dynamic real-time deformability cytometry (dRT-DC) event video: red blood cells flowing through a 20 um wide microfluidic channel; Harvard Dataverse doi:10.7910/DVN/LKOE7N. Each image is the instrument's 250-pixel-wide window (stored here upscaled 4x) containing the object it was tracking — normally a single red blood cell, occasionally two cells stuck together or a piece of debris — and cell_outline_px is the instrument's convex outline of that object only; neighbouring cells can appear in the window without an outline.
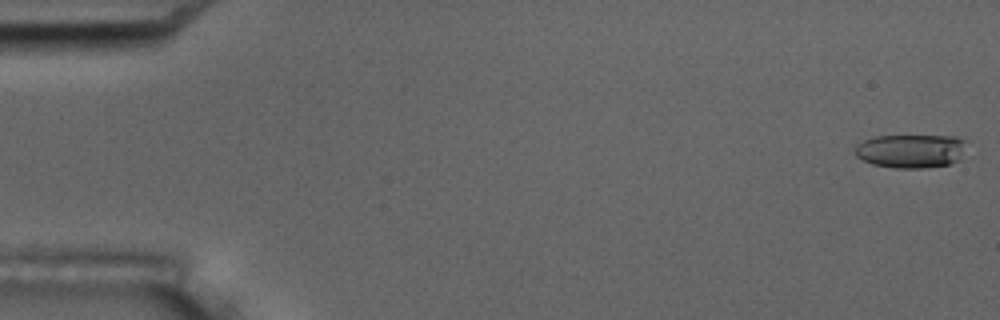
{"species": "common noctule bat (a hibernating species)", "species_latin": "Nyctalus noctula", "temperature_condition": "room temperature", "stored_images_in_passage": 4, "camera_frame_rate_fps": 3000, "um_per_image_px": 0.085, "animal": {"sex": "male", "body_mass_g": 17.5, "forearm_length_mm": 52.3}, "frame": {"image": 1, "passage_image": 1, "time_ms": 0.0, "image_size_px": [1000, 320], "cell_outline_px": [[964, 140], [960, 160], [948, 164], [924, 168], [892, 168], [872, 164], [856, 156], [856, 144], [864, 140], [876, 136], [956, 136]], "centroid_in_image_um": [77.39, 12.84], "position_along_channel_um": 7.6, "area_um2": 21.73}}